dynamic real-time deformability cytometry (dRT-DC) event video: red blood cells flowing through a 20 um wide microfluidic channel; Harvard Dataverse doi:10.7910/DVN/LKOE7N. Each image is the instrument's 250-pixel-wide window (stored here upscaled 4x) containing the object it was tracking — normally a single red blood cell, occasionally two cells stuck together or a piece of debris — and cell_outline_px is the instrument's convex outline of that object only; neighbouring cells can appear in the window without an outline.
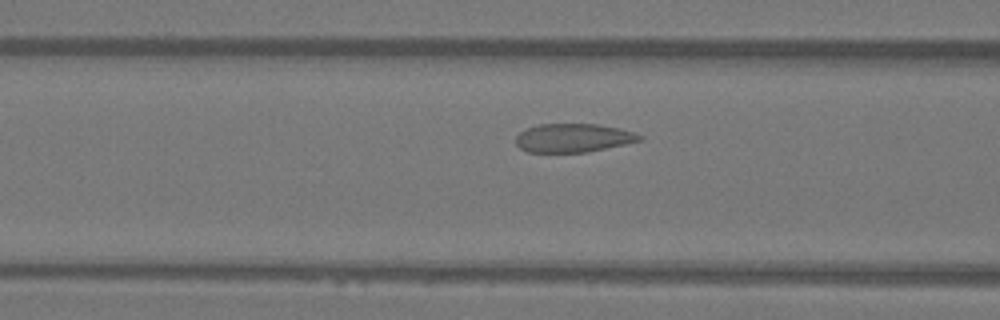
{"species": "Egyptian fruit bat (a non-hibernating species)", "species_latin": "Rousettus aegyptiacus", "temperature_condition": "warm", "stored_images_in_passage": 34, "camera_frame_rate_fps": 3000, "um_per_image_px": 0.085, "animal": {"sex": "female"}, "frame": {"image": 1, "passage_image": 11, "time_ms": 3.333, "image_size_px": [1000, 320], "cell_outline_px": [[644, 140], [588, 152], [528, 152], [520, 148], [516, 144], [516, 136], [520, 132], [528, 128], [540, 124], [596, 124], [616, 128], [632, 132], [644, 136]], "centroid_in_image_um": [48.73, 11.73], "position_along_channel_um": 117.9, "area_um2": 20.52}}
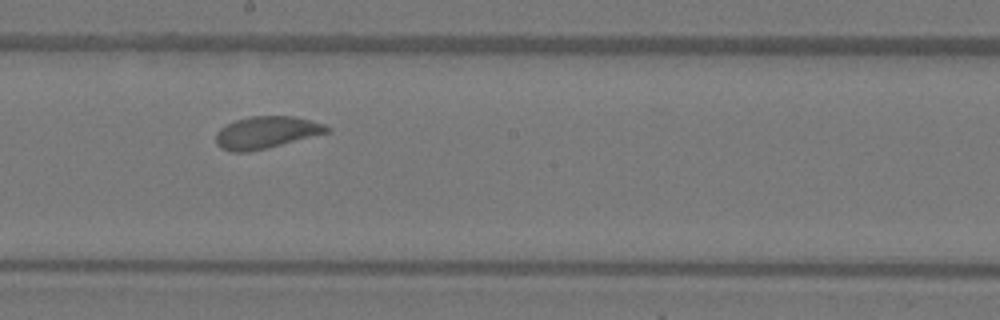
{"frame": {"image": 2, "passage_image": 19, "time_ms": 6.0, "image_size_px": [1000, 320], "cell_outline_px": [[332, 128], [328, 132], [248, 152], [232, 152], [220, 148], [216, 144], [216, 132], [220, 128], [236, 120], [248, 116], [296, 116], [324, 124]], "centroid_in_image_um": [22.6, 11.24], "position_along_channel_um": 225.6, "area_um2": 20.52}}
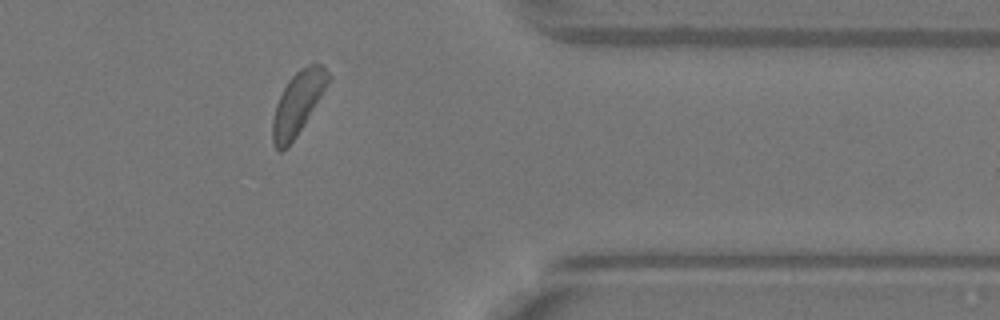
{"frame": {"image": 3, "passage_image": 32, "time_ms": 10.333, "image_size_px": [1000, 320], "cell_outline_px": [[332, 80], [296, 136], [288, 148], [280, 152], [276, 148], [272, 140], [272, 120], [276, 104], [288, 80], [300, 68], [308, 64], [320, 64], [332, 76]], "centroid_in_image_um": [25.33, 8.77], "position_along_channel_um": 386.1, "area_um2": 20.4}, "authors_computed_cell_mechanics": {"area_um2": 20.6924, "velocity_mm_per_s": 4.0524, "shape_relaxation_time_tau1_ms": null, "shape_relaxation_time_tau2_ms": 1.6898, "deformation_change_tau1": null, "deformation_change_tau2": 0.0586}}